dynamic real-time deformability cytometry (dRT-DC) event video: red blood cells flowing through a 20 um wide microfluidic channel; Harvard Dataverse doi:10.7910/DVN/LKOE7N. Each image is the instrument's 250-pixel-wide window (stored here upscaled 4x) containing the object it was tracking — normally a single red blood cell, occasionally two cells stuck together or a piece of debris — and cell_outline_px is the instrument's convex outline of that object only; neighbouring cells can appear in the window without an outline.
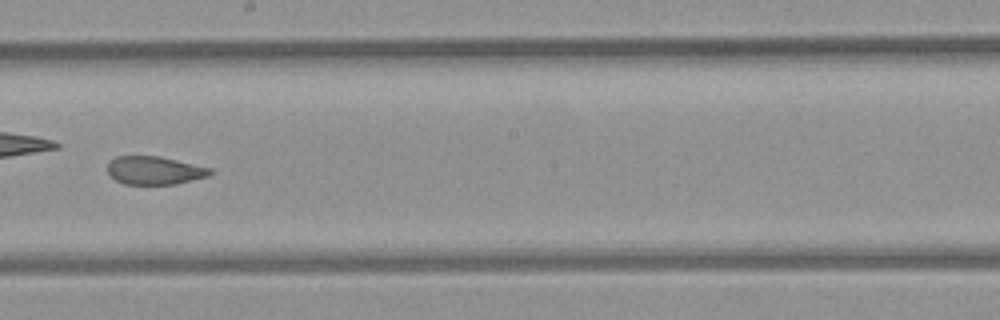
{"species": "common noctule bat (a hibernating species)", "species_latin": "Nyctalus noctula", "temperature_condition": "room temperature", "stored_images_in_passage": 52, "camera_frame_rate_fps": 3000, "um_per_image_px": 0.085, "animal": {"sex": "female", "body_mass_g": 21.9}, "frame": {"image": 1, "passage_image": 30, "time_ms": 9.667, "image_size_px": [1000, 320], "cell_outline_px": [[212, 172], [208, 176], [176, 184], [124, 184], [116, 180], [108, 172], [108, 160], [116, 156], [160, 156], [212, 168]], "centroid_in_image_um": [13.13, 14.48], "position_along_channel_um": 235.1, "area_um2": 16.88}, "authors_computed_cell_mechanics": {"area_um2": 19.3919, "velocity_mm_per_s": 3.9526, "shape_relaxation_time_tau1_ms": null, "shape_relaxation_time_tau2_ms": 1.4283, "deformation_change_tau1": null, "deformation_change_tau2": 0.0826}}